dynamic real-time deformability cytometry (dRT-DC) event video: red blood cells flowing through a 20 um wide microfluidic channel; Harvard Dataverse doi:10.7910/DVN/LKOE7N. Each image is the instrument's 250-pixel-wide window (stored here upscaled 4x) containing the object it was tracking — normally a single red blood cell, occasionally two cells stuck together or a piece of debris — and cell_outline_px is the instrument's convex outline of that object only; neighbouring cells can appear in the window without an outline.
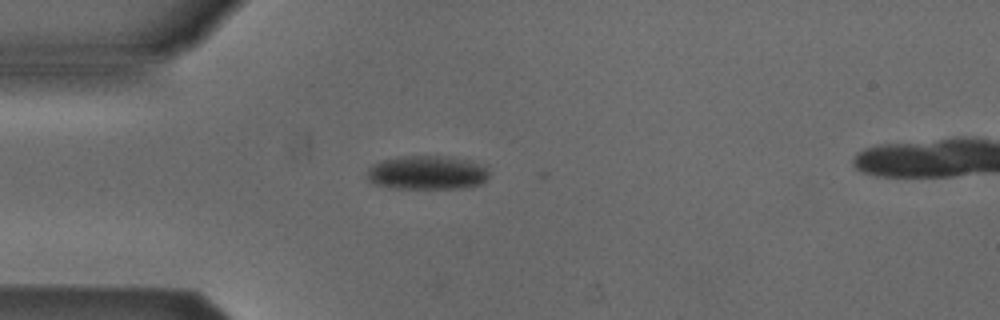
{"species": "Egyptian fruit bat (a non-hibernating species)", "species_latin": "Rousettus aegyptiacus", "temperature_condition": "cold", "stored_images_in_passage": 31, "camera_frame_rate_fps": 3000, "um_per_image_px": 0.085, "animal": {"sex": "male"}, "frame": {"image": 1, "passage_image": 1, "time_ms": 0.0, "image_size_px": [1000, 320], "cell_outline_px": [[488, 180], [484, 184], [468, 188], [388, 188], [376, 184], [368, 180], [368, 168], [372, 164], [380, 160], [400, 156], [444, 156], [468, 160], [488, 164]], "centroid_in_image_um": [36.37, 14.67], "position_along_channel_um": 48.6, "area_um2": 24.68}}
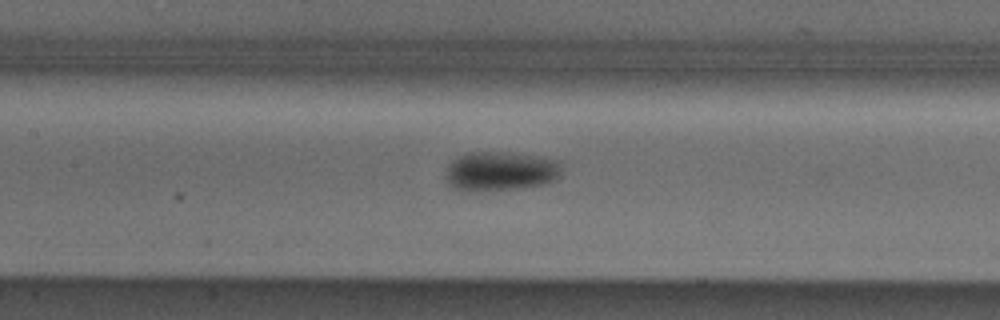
{"frame": {"image": 2, "passage_image": 11, "time_ms": 3.333, "image_size_px": [1000, 320], "cell_outline_px": [[560, 168], [556, 176], [552, 180], [544, 184], [516, 188], [476, 192], [452, 188], [448, 184], [444, 176], [448, 164], [452, 160], [468, 152], [504, 152], [536, 156], [556, 160]], "centroid_in_image_um": [42.42, 14.56], "position_along_channel_um": 165.0, "area_um2": 26.36}}
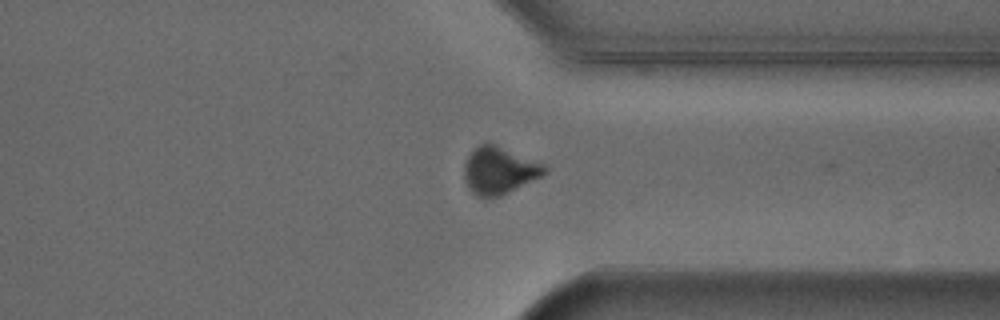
{"frame": {"image": 3, "passage_image": 27, "time_ms": 8.667, "image_size_px": [1000, 320], "cell_outline_px": [[548, 172], [500, 196], [476, 196], [468, 188], [464, 180], [464, 164], [468, 156], [480, 144], [492, 144], [544, 164], [548, 168]], "centroid_in_image_um": [42.4, 14.51], "position_along_channel_um": 369.0, "area_um2": 21.44}, "authors_computed_cell_mechanics": {"area_um2": 24.3916, "velocity_mm_per_s": 3.8662, "shape_relaxation_time_tau1_ms": 2.554, "shape_relaxation_time_tau2_ms": null, "deformation_change_tau1": 0.0856, "deformation_change_tau2": null}}